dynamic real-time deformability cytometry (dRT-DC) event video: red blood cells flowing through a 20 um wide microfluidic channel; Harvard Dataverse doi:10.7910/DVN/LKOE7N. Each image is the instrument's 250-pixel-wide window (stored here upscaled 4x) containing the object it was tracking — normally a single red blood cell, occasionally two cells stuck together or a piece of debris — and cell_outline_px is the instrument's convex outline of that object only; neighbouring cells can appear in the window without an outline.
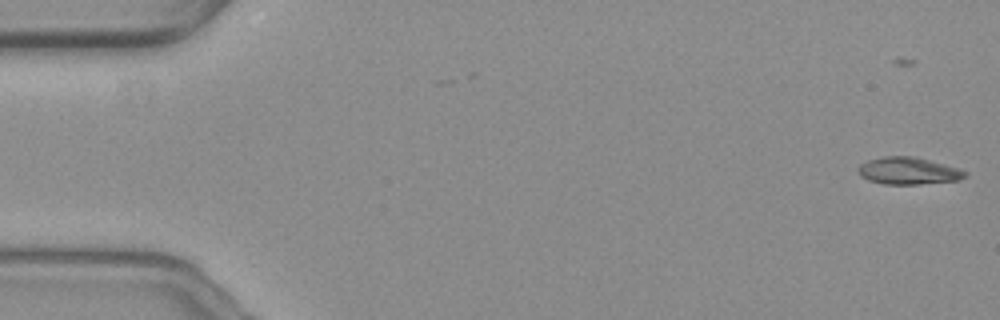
{"species": "common noctule bat (a hibernating species)", "species_latin": "Nyctalus noctula", "temperature_condition": "warm", "stored_images_in_passage": 19, "camera_frame_rate_fps": 3000, "um_per_image_px": 0.085, "animal": {"sex": "female", "body_mass_g": 19.3, "forearm_length_mm": 54.1}, "frame": {"image": 1, "passage_image": 4, "time_ms": 1.0, "image_size_px": [1000, 320], "cell_outline_px": [[968, 176], [960, 180], [920, 184], [884, 184], [868, 180], [860, 176], [856, 172], [856, 168], [860, 164], [868, 160], [884, 156], [916, 156], [956, 168], [968, 172]], "centroid_in_image_um": [77.17, 14.52], "position_along_channel_um": 7.8, "area_um2": 17.05}}
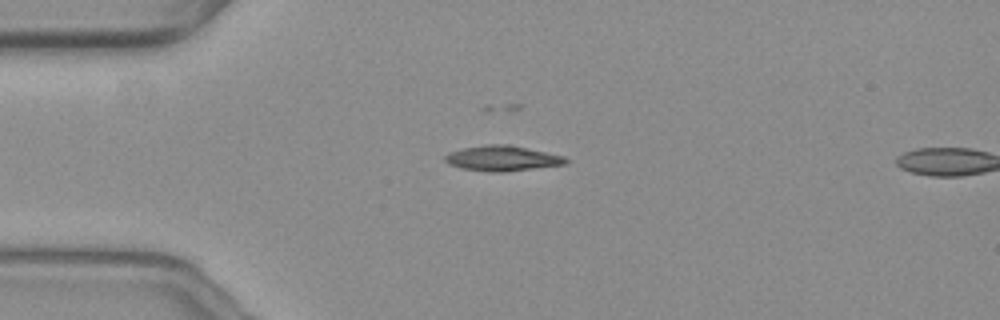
{"frame": {"image": 2, "passage_image": 17, "time_ms": 5.333, "image_size_px": [1000, 320], "cell_outline_px": [[568, 164], [504, 172], [488, 172], [460, 168], [448, 164], [444, 160], [444, 156], [448, 152], [464, 148], [488, 144], [508, 144], [564, 156], [568, 160]], "centroid_in_image_um": [42.67, 13.46], "position_along_channel_um": 42.3, "area_um2": 17.86}}